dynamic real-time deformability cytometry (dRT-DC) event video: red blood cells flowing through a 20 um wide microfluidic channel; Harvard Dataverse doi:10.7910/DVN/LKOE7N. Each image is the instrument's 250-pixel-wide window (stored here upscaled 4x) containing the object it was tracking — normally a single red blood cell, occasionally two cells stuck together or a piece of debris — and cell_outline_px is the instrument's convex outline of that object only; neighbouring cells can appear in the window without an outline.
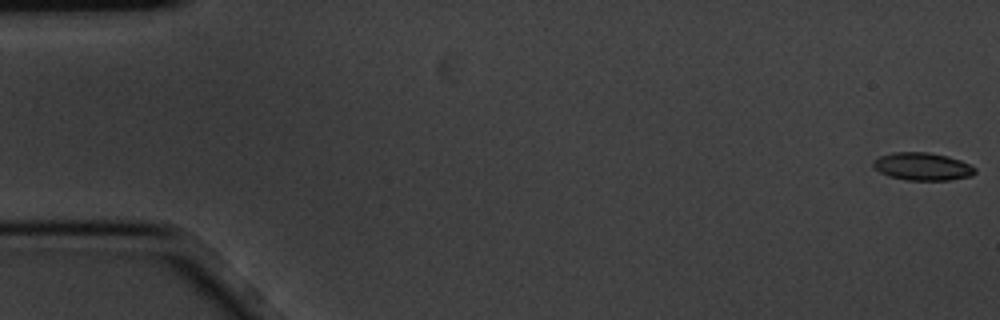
{"species": "common noctule bat (a hibernating species)", "species_latin": "Nyctalus noctula", "temperature_condition": "cold", "stored_images_in_passage": 4, "camera_frame_rate_fps": 3000, "um_per_image_px": 0.085, "animal": {"sex": "male", "body_mass_g": 20.1, "forearm_length_mm": 53.5}, "frame": {"image": 1, "passage_image": 1, "time_ms": 0.0, "image_size_px": [1000, 320], "cell_outline_px": [[976, 172], [972, 176], [948, 180], [908, 180], [888, 176], [880, 172], [872, 164], [872, 160], [880, 156], [892, 152], [928, 152], [948, 156], [960, 160], [976, 168]], "centroid_in_image_um": [78.41, 14.15], "position_along_channel_um": 6.6, "area_um2": 16.47}}